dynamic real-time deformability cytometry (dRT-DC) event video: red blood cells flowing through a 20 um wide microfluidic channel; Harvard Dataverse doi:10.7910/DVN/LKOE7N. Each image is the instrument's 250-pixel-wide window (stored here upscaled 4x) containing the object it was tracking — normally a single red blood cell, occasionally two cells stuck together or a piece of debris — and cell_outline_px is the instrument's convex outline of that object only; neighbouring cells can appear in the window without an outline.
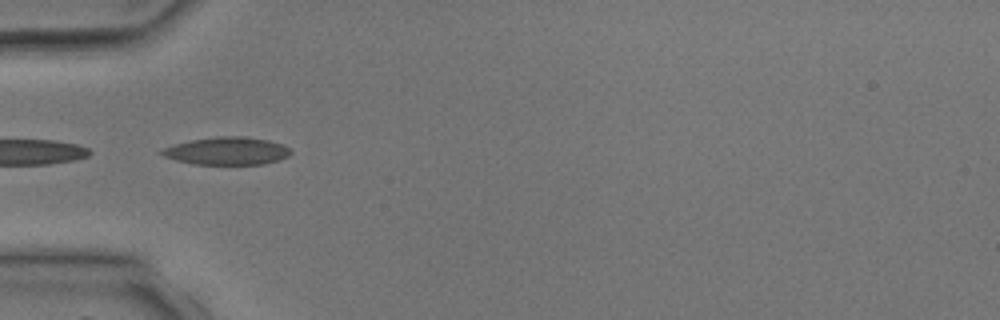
{"species": "common noctule bat (a hibernating species)", "species_latin": "Nyctalus noctula", "temperature_condition": "room temperature", "stored_images_in_passage": 3, "camera_frame_rate_fps": 3000, "um_per_image_px": 0.085, "animal": {"sex": "male", "body_mass_g": 17.9, "forearm_length_mm": 54.2}, "frame": {"image": 1, "passage_image": 3, "time_ms": 3.333, "image_size_px": [1000, 320], "cell_outline_px": [[292, 152], [288, 156], [280, 160], [264, 164], [192, 164], [176, 160], [164, 156], [156, 152], [164, 148], [176, 144], [192, 140], [216, 136], [244, 136], [268, 140], [280, 144], [288, 148]], "centroid_in_image_um": [19.28, 12.83], "position_along_channel_um": 65.7, "area_um2": 20.75}}